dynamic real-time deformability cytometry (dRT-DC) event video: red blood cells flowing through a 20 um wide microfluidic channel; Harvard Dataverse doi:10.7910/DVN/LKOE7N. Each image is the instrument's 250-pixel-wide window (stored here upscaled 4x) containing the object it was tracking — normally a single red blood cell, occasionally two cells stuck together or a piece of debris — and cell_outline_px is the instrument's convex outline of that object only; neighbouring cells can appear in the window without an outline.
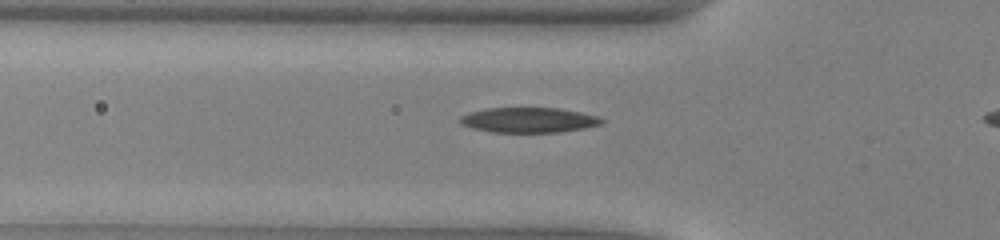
{"species": "common noctule bat (a hibernating species)", "species_latin": "Nyctalus noctula", "temperature_condition": "warm", "stored_images_in_passage": 37, "camera_frame_rate_fps": 3000, "um_per_image_px": 0.085, "animal": {"sex": "male", "body_mass_g": 13.0, "forearm_length_mm": 53.1}, "frame": {"image": 1, "passage_image": 12, "time_ms": 3.667, "image_size_px": [1000, 240], "cell_outline_px": [[604, 124], [584, 128], [560, 132], [492, 132], [472, 128], [460, 124], [460, 116], [472, 112], [488, 108], [560, 108], [600, 116], [604, 120]], "centroid_in_image_um": [44.99, 10.2], "position_along_channel_um": 80.8, "area_um2": 20.75}}
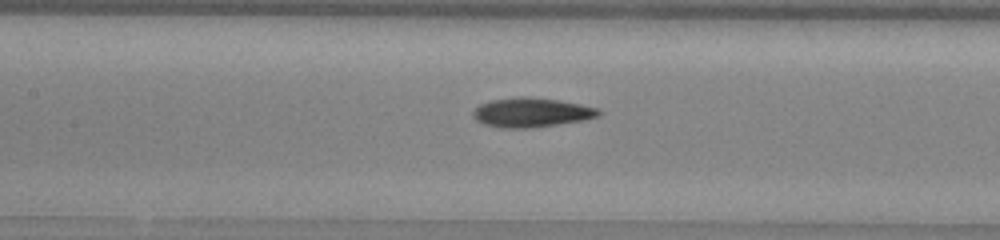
{"frame": {"image": 2, "passage_image": 18, "time_ms": 5.667, "image_size_px": [1000, 240], "cell_outline_px": [[604, 112], [600, 116], [584, 120], [528, 128], [500, 128], [484, 124], [476, 120], [472, 116], [472, 112], [480, 104], [492, 100], [516, 96], [528, 96], [556, 100], [580, 104], [600, 108]], "centroid_in_image_um": [45.19, 9.55], "position_along_channel_um": 162.2, "area_um2": 21.62}}
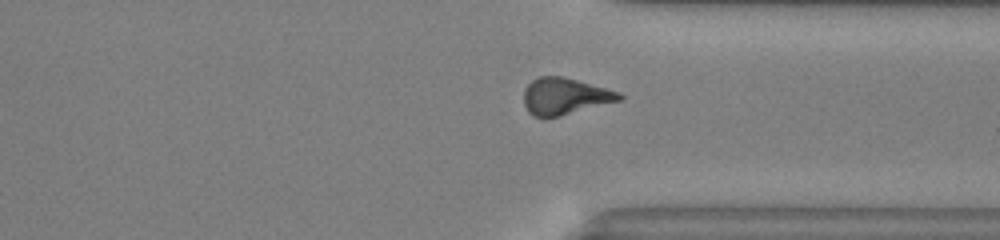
{"frame": {"image": 3, "passage_image": 33, "time_ms": 10.667, "image_size_px": [1000, 240], "cell_outline_px": [[624, 96], [620, 100], [560, 116], [532, 116], [528, 112], [524, 104], [524, 92], [528, 84], [532, 80], [540, 76], [560, 76], [576, 80], [620, 92]], "centroid_in_image_um": [48.0, 8.18], "position_along_channel_um": 363.4, "area_um2": 20.06}}